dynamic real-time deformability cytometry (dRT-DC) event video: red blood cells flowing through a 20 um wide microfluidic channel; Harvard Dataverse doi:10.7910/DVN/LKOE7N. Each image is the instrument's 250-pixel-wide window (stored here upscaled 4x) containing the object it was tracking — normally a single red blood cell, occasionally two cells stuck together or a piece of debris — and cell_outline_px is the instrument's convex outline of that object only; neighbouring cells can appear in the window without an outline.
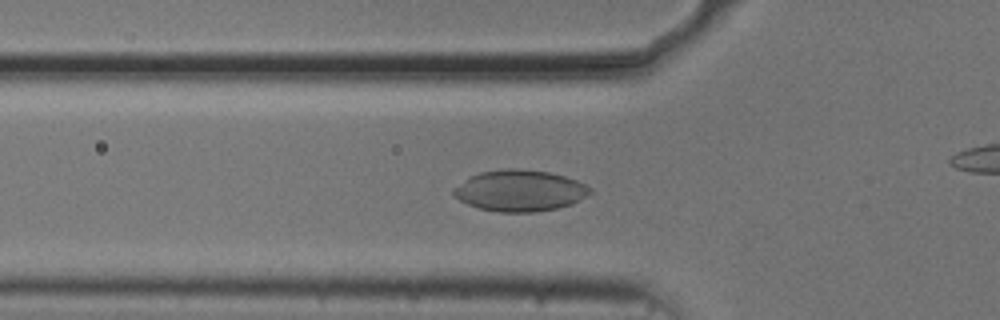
{"species": "common noctule bat (a hibernating species)", "species_latin": "Nyctalus noctula", "temperature_condition": "cold", "stored_images_in_passage": 45, "camera_frame_rate_fps": 3000, "um_per_image_px": 0.085, "animal": {"sex": "male", "body_mass_g": 20.5, "forearm_length_mm": 52.5}, "frame": {"image": 1, "passage_image": 19, "time_ms": 6.0, "image_size_px": [1000, 320], "cell_outline_px": [[592, 192], [572, 204], [556, 208], [536, 212], [496, 212], [480, 208], [468, 204], [460, 200], [452, 192], [452, 188], [468, 176], [480, 172], [504, 168], [520, 168], [548, 172], [564, 176], [576, 180], [592, 188]], "centroid_in_image_um": [44.16, 16.19], "position_along_channel_um": 81.6, "area_um2": 32.95}}
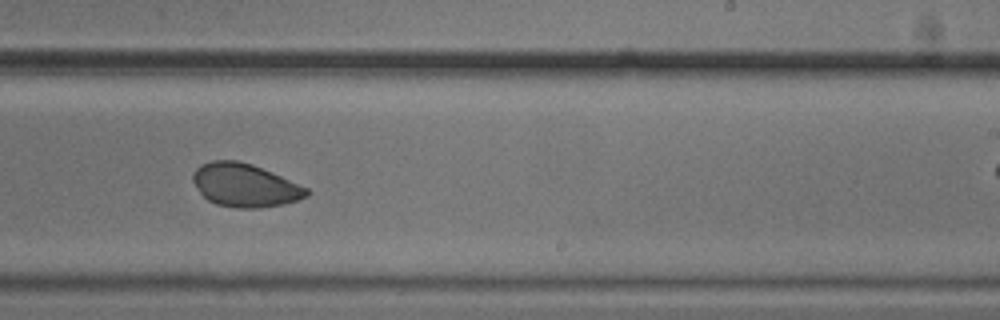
{"frame": {"image": 2, "passage_image": 34, "time_ms": 11.0, "image_size_px": [1000, 320], "cell_outline_px": [[312, 192], [308, 196], [284, 204], [256, 208], [236, 208], [216, 204], [208, 200], [200, 192], [192, 180], [192, 172], [200, 164], [212, 160], [236, 160], [252, 164], [272, 172], [308, 188]], "centroid_in_image_um": [20.81, 15.74], "position_along_channel_um": 268.2, "area_um2": 28.73}}
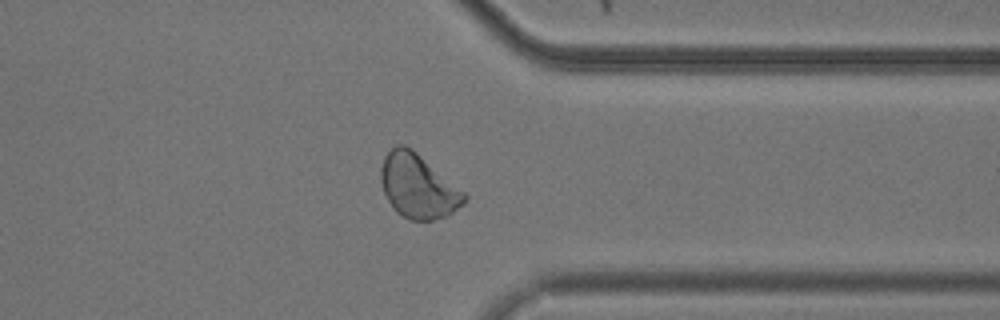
{"frame": {"image": 3, "passage_image": 43, "time_ms": 14.0, "image_size_px": [1000, 320], "cell_outline_px": [[468, 200], [464, 204], [448, 216], [432, 220], [408, 220], [400, 216], [392, 208], [384, 192], [380, 180], [380, 168], [384, 156], [396, 144], [404, 144], [412, 148], [464, 192], [468, 196]], "centroid_in_image_um": [35.52, 15.84], "position_along_channel_um": 375.9, "area_um2": 31.33}}